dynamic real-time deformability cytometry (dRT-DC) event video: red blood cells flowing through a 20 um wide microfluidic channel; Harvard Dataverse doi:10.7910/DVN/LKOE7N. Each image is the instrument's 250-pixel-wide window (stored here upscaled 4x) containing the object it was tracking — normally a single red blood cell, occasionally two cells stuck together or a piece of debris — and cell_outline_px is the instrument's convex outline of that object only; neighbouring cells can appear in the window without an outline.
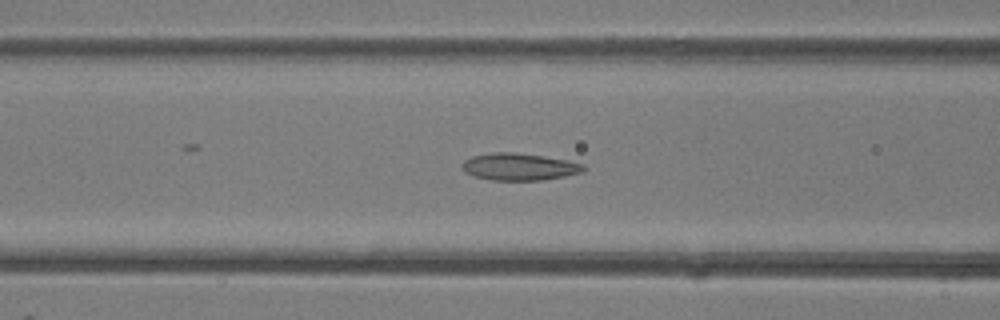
{"species": "common noctule bat (a hibernating species)", "species_latin": "Nyctalus noctula", "temperature_condition": "room temperature", "stored_images_in_passage": 26, "camera_frame_rate_fps": 3000, "um_per_image_px": 0.085, "animal": {"sex": "female"}, "frame": {"image": 1, "passage_image": 9, "time_ms": 2.667, "image_size_px": [1000, 320], "cell_outline_px": [[588, 168], [584, 172], [544, 180], [492, 180], [472, 176], [464, 172], [460, 168], [460, 164], [464, 160], [472, 156], [492, 152], [516, 152], [544, 156], [568, 160], [584, 164]], "centroid_in_image_um": [44.13, 14.17], "position_along_channel_um": 122.5, "area_um2": 19.59}}
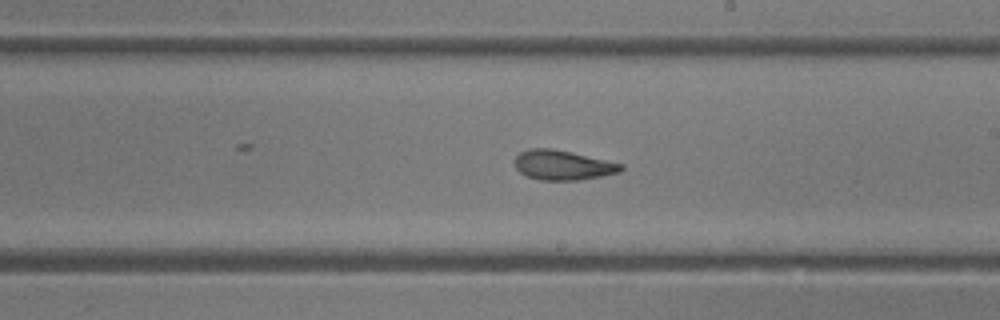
{"frame": {"image": 2, "passage_image": 16, "time_ms": 5.0, "image_size_px": [1000, 320], "cell_outline_px": [[624, 168], [620, 172], [580, 180], [540, 180], [528, 176], [520, 172], [516, 168], [516, 156], [520, 152], [528, 148], [552, 148], [572, 152], [624, 164]], "centroid_in_image_um": [47.86, 14.03], "position_along_channel_um": 241.1, "area_um2": 18.38}}
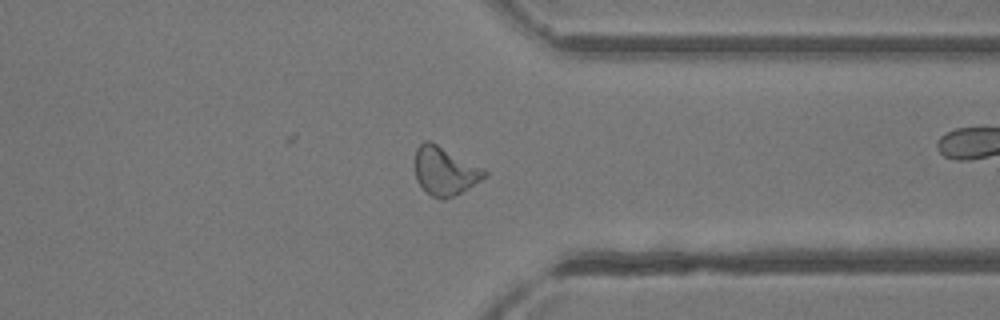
{"frame": {"image": 3, "passage_image": 24, "time_ms": 7.667, "image_size_px": [1000, 320], "cell_outline_px": [[488, 176], [468, 188], [452, 196], [440, 200], [432, 196], [416, 180], [416, 148], [424, 140], [428, 140], [484, 168], [488, 172]], "centroid_in_image_um": [37.83, 14.53], "position_along_channel_um": 373.6, "area_um2": 19.25}}